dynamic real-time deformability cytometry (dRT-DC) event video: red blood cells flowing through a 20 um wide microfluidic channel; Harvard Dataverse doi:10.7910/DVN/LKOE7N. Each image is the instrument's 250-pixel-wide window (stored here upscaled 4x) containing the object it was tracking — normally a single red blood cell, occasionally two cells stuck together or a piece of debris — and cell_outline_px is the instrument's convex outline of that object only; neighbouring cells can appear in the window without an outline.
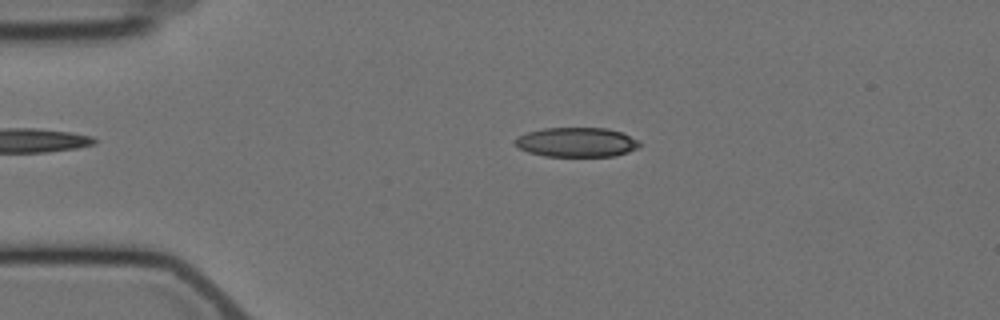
{"species": "Egyptian fruit bat (a non-hibernating species)", "species_latin": "Rousettus aegyptiacus", "temperature_condition": "cold", "stored_images_in_passage": 57, "camera_frame_rate_fps": 3000, "um_per_image_px": 0.085, "animal": {"sex": "female"}, "frame": {"image": 1, "passage_image": 11, "time_ms": 3.333, "image_size_px": [1000, 320], "cell_outline_px": [[640, 144], [636, 148], [628, 152], [616, 156], [544, 156], [528, 152], [520, 148], [516, 144], [516, 136], [528, 132], [544, 128], [608, 128], [620, 132], [636, 140]], "centroid_in_image_um": [48.98, 12.09], "position_along_channel_um": 36.0, "area_um2": 21.15}}
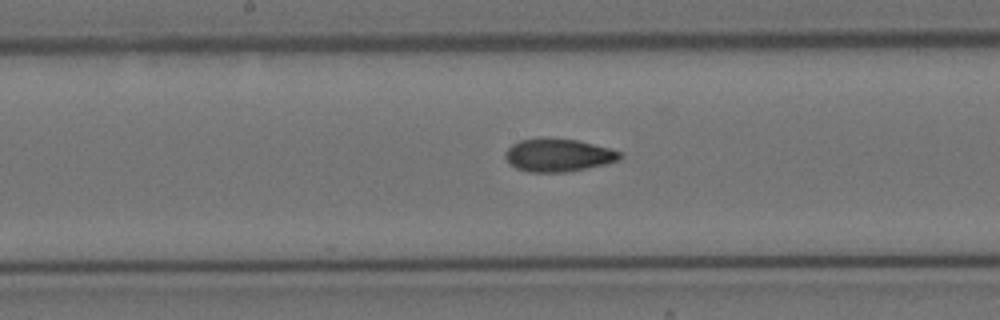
{"frame": {"image": 2, "passage_image": 28, "time_ms": 9.0, "image_size_px": [1000, 320], "cell_outline_px": [[624, 156], [620, 160], [608, 164], [564, 172], [528, 172], [516, 168], [508, 164], [504, 156], [504, 152], [512, 144], [520, 140], [540, 136], [548, 136], [576, 140], [624, 152]], "centroid_in_image_um": [47.43, 13.17], "position_along_channel_um": 200.8, "area_um2": 22.6}}
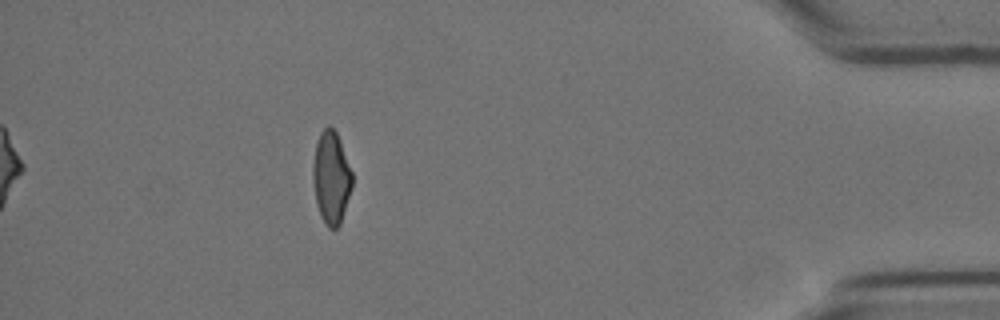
{"frame": {"image": 3, "passage_image": 50, "time_ms": 16.333, "image_size_px": [1000, 320], "cell_outline_px": [[352, 188], [340, 224], [336, 228], [328, 228], [320, 216], [316, 204], [312, 180], [312, 164], [316, 144], [320, 132], [328, 124], [336, 132], [352, 172]], "centroid_in_image_um": [28.13, 15.11], "position_along_channel_um": 407.1, "area_um2": 21.21}, "authors_computed_cell_mechanics": {"area_um2": 21.8484, "velocity_mm_per_s": 3.5166, "shape_relaxation_time_tau1_ms": 7.8494, "shape_relaxation_time_tau2_ms": 2.4166, "deformation_change_tau1": 0.1927, "deformation_change_tau2": 0.0868}}